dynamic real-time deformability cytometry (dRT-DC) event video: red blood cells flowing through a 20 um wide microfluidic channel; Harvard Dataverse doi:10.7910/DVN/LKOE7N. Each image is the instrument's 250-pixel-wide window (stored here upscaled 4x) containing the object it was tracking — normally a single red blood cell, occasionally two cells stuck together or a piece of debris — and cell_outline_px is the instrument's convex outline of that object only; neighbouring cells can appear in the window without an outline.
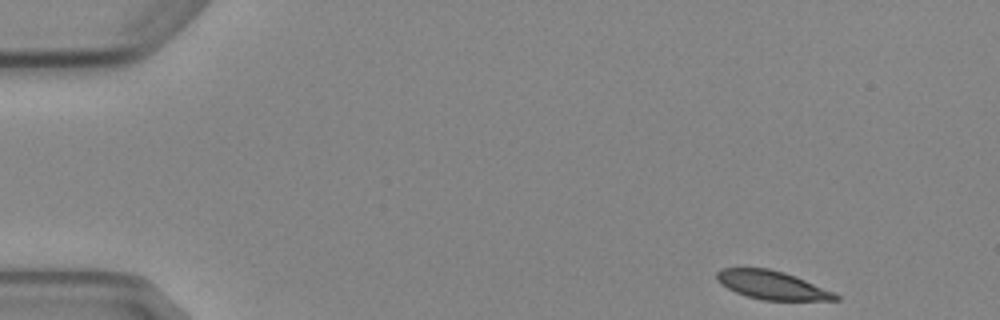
{"species": "Egyptian fruit bat (a non-hibernating species)", "species_latin": "Rousettus aegyptiacus", "temperature_condition": "cold", "stored_images_in_passage": 4, "camera_frame_rate_fps": 3000, "um_per_image_px": 0.085, "animal": {"sex": "female"}, "frame": {"image": 1, "passage_image": 1, "time_ms": 0.0, "image_size_px": [1000, 320], "cell_outline_px": [[840, 300], [764, 300], [748, 296], [736, 292], [720, 284], [716, 280], [716, 272], [720, 268], [768, 268], [784, 272], [836, 292], [840, 296]], "centroid_in_image_um": [65.63, 24.23], "position_along_channel_um": 19.4, "area_um2": 19.71}}
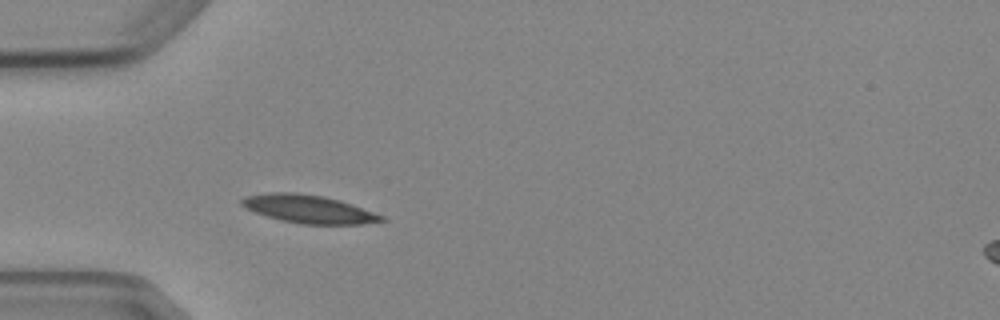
{"frame": {"image": 2, "passage_image": 4, "time_ms": 3.667, "image_size_px": [1000, 320], "cell_outline_px": [[388, 220], [360, 224], [300, 224], [280, 220], [256, 212], [240, 204], [240, 200], [244, 196], [268, 192], [300, 192], [324, 196], [340, 200], [352, 204], [384, 216]], "centroid_in_image_um": [26.24, 17.75], "position_along_channel_um": 58.8, "area_um2": 22.95}}